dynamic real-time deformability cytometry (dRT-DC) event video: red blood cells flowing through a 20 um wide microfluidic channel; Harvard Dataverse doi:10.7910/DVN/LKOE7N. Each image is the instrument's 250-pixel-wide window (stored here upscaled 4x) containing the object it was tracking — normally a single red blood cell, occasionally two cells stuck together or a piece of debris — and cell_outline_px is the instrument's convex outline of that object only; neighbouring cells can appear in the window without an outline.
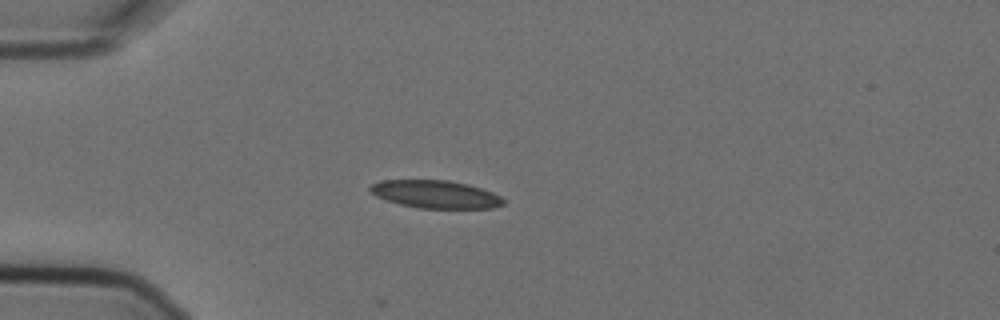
{"species": "Egyptian fruit bat (a non-hibernating species)", "species_latin": "Rousettus aegyptiacus", "temperature_condition": "cold", "stored_images_in_passage": 6, "camera_frame_rate_fps": 3000, "um_per_image_px": 0.085, "animal": {"sex": "female"}, "frame": {"image": 1, "passage_image": 4, "time_ms": 1.0, "image_size_px": [1000, 320], "cell_outline_px": [[504, 204], [492, 208], [420, 208], [400, 204], [376, 196], [368, 188], [372, 184], [380, 180], [448, 180], [468, 184], [492, 192], [500, 196], [504, 200]], "centroid_in_image_um": [37.02, 16.51], "position_along_channel_um": 48.0, "area_um2": 21.44}}